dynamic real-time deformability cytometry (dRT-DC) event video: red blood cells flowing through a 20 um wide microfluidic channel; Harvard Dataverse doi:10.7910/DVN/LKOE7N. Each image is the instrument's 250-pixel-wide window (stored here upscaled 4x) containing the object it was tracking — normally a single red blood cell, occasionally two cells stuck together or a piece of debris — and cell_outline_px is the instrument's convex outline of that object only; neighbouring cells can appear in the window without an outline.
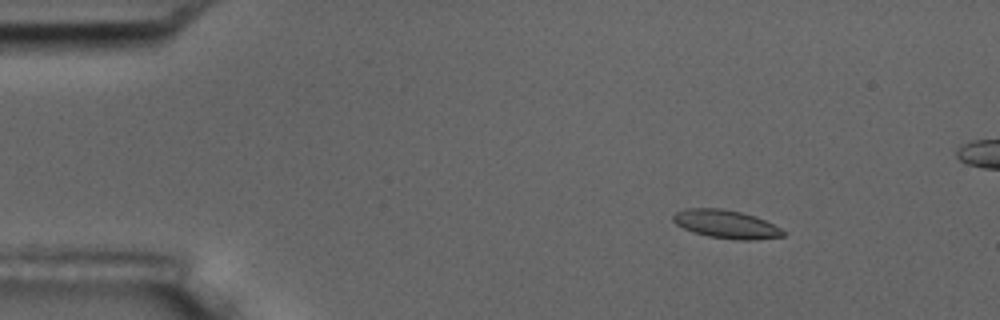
{"species": "common noctule bat (a hibernating species)", "species_latin": "Nyctalus noctula", "temperature_condition": "room temperature", "stored_images_in_passage": 4, "camera_frame_rate_fps": 3000, "um_per_image_px": 0.085, "animal": {"sex": "male", "body_mass_g": 17.5, "forearm_length_mm": 52.3}, "frame": {"image": 1, "passage_image": 1, "time_ms": 0.0, "image_size_px": [1000, 320], "cell_outline_px": [[784, 236], [756, 240], [736, 240], [708, 236], [692, 232], [676, 224], [672, 220], [672, 216], [676, 212], [684, 208], [720, 208], [740, 212], [756, 216], [780, 228], [784, 232]], "centroid_in_image_um": [61.69, 19.05], "position_along_channel_um": 23.3, "area_um2": 18.15}}